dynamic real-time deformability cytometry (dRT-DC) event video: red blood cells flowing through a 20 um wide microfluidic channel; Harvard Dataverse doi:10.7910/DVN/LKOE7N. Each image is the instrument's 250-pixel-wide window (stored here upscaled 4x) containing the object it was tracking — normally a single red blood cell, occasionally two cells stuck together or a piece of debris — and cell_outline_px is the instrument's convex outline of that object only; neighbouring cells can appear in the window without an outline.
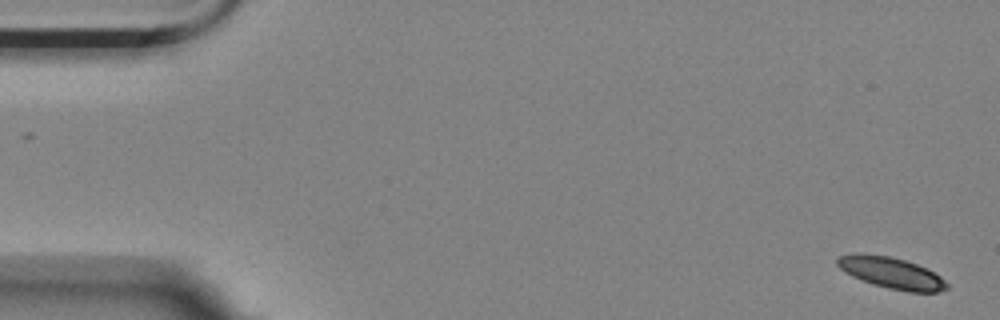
{"species": "Egyptian fruit bat (a non-hibernating species)", "species_latin": "Rousettus aegyptiacus", "temperature_condition": "room temperature", "stored_images_in_passage": 56, "camera_frame_rate_fps": 3000, "um_per_image_px": 0.085, "animal": {"sex": "female"}, "frame": {"image": 1, "passage_image": 1, "time_ms": 0.0, "image_size_px": [1000, 320], "cell_outline_px": [[948, 288], [936, 292], [908, 292], [888, 288], [872, 284], [852, 276], [844, 272], [836, 264], [836, 260], [840, 256], [860, 252], [888, 256], [904, 260], [928, 268], [940, 276], [948, 284]], "centroid_in_image_um": [75.76, 23.19], "position_along_channel_um": 9.2, "area_um2": 20.06}}
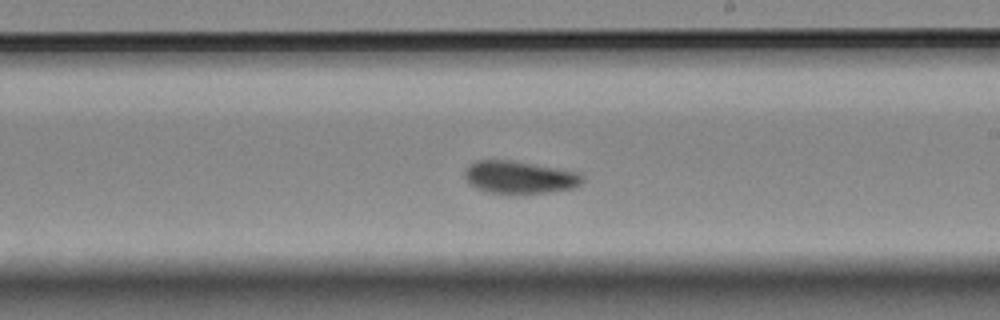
{"frame": {"image": 2, "passage_image": 32, "time_ms": 10.333, "image_size_px": [1000, 320], "cell_outline_px": [[584, 180], [576, 188], [548, 192], [488, 192], [476, 188], [468, 184], [464, 176], [464, 172], [468, 164], [476, 160], [508, 160], [580, 172], [584, 176]], "centroid_in_image_um": [44.15, 15.05], "position_along_channel_um": 244.8, "area_um2": 22.14}}
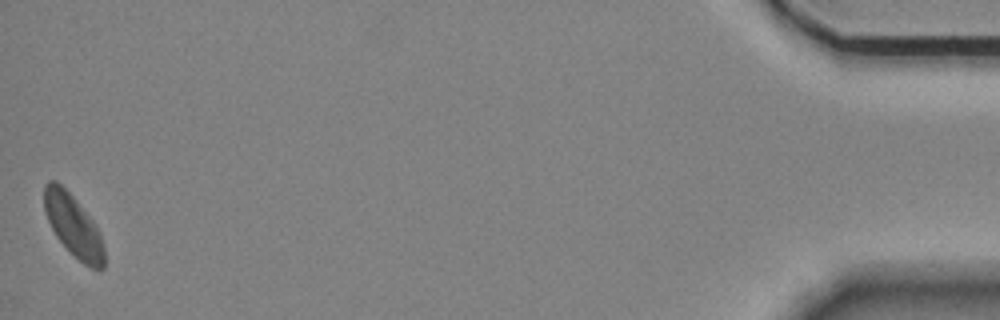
{"frame": {"image": 3, "passage_image": 56, "time_ms": 18.333, "image_size_px": [1000, 320], "cell_outline_px": [[104, 268], [100, 272], [84, 264], [56, 236], [48, 220], [44, 208], [44, 184], [48, 180], [56, 180], [72, 196], [92, 220], [100, 232], [104, 248]], "centroid_in_image_um": [6.24, 19.19], "position_along_channel_um": 429.0, "area_um2": 21.27}, "authors_computed_cell_mechanics": {"area_um2": 21.6461, "velocity_mm_per_s": 3.4646, "shape_relaxation_time_tau1_ms": null, "shape_relaxation_time_tau2_ms": 11.3005, "deformation_change_tau1": null, "deformation_change_tau2": 0.1429}}